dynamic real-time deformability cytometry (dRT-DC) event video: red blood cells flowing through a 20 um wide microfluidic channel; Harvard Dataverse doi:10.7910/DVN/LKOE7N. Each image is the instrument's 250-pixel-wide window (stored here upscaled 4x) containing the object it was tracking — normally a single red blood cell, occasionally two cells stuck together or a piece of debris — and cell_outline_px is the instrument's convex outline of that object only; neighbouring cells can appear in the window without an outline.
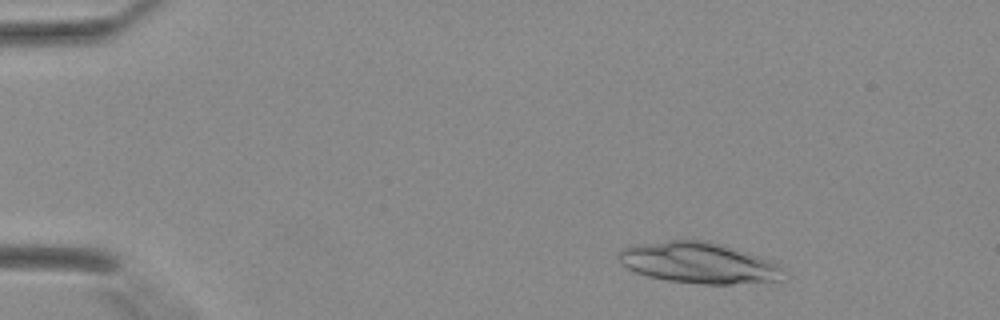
{"species": "Egyptian fruit bat (a non-hibernating species)", "species_latin": "Rousettus aegyptiacus", "temperature_condition": "warm", "stored_images_in_passage": 39, "camera_frame_rate_fps": 3000, "um_per_image_px": 0.085, "animal": {"sex": "female"}, "frame": {"image": 1, "passage_image": 3, "time_ms": 0.667, "image_size_px": [1000, 320], "cell_outline_px": [[788, 280], [732, 284], [704, 284], [668, 280], [648, 276], [636, 272], [628, 268], [620, 260], [620, 252], [624, 248], [636, 244], [668, 240], [708, 240], [748, 252], [780, 264], [788, 276]], "centroid_in_image_um": [59.51, 22.35], "position_along_channel_um": 25.5, "area_um2": 39.48}}
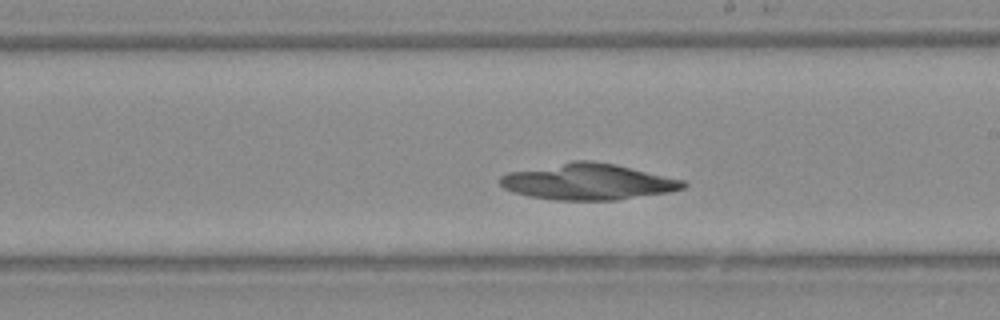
{"frame": {"image": 2, "passage_image": 22, "time_ms": 7.0, "image_size_px": [1000, 320], "cell_outline_px": [[688, 184], [684, 188], [668, 192], [616, 200], [556, 200], [528, 196], [512, 192], [504, 188], [500, 184], [500, 176], [508, 172], [572, 160], [592, 160], [616, 164], [684, 180]], "centroid_in_image_um": [49.96, 15.44], "position_along_channel_um": 239.0, "area_um2": 38.73}}
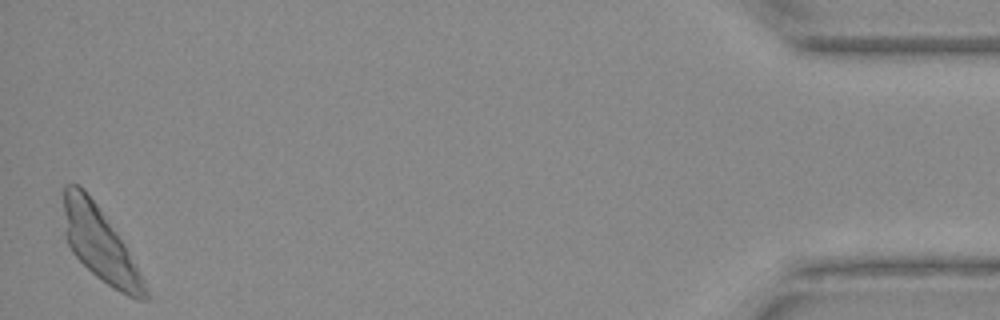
{"frame": {"image": 3, "passage_image": 39, "time_ms": 12.667, "image_size_px": [1000, 320], "cell_outline_px": [[148, 300], [136, 300], [120, 292], [96, 276], [72, 252], [64, 236], [64, 184], [76, 184], [84, 188], [96, 204], [124, 244], [144, 280], [148, 292]], "centroid_in_image_um": [8.48, 20.76], "position_along_channel_um": 426.7, "area_um2": 34.22}}